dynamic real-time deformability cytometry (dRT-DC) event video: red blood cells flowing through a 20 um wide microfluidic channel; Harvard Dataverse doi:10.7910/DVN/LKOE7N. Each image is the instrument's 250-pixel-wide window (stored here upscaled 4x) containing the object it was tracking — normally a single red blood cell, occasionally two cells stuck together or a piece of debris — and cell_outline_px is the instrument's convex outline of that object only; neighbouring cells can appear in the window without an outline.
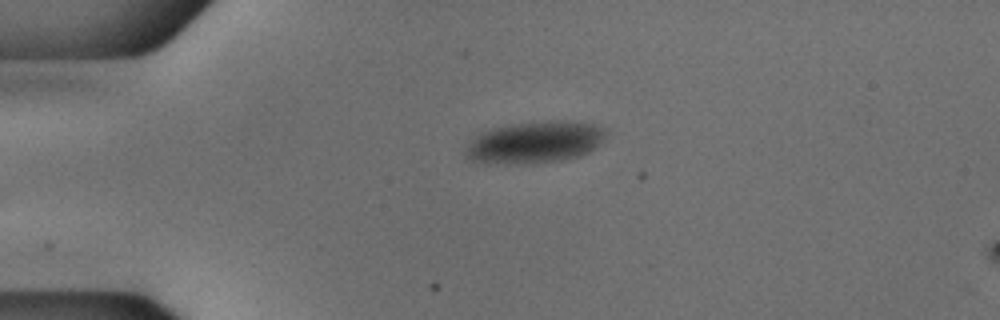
{"species": "common noctule bat (a hibernating species)", "species_latin": "Nyctalus noctula", "temperature_condition": "cold", "stored_images_in_passage": 38, "camera_frame_rate_fps": 3000, "um_per_image_px": 0.085, "animal": {"sex": "male", "body_mass_g": 18.8}, "frame": {"image": 1, "passage_image": 2, "time_ms": 0.333, "image_size_px": [1000, 320], "cell_outline_px": [[608, 132], [600, 144], [588, 152], [580, 156], [560, 160], [472, 160], [464, 156], [464, 152], [468, 144], [480, 132], [488, 128], [508, 124], [544, 120], [572, 120], [596, 124], [608, 128]], "centroid_in_image_um": [45.58, 11.98], "position_along_channel_um": 39.4, "area_um2": 33.35}}
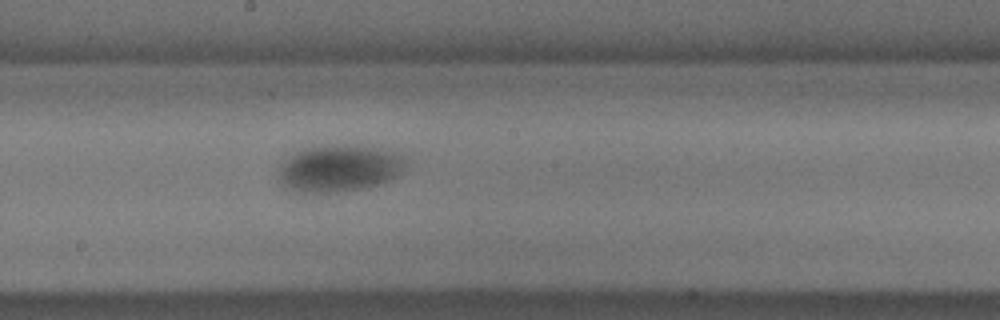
{"frame": {"image": 2, "passage_image": 19, "time_ms": 6.0, "image_size_px": [1000, 320], "cell_outline_px": [[408, 164], [396, 176], [380, 184], [364, 188], [336, 192], [304, 192], [292, 188], [284, 184], [280, 180], [280, 168], [284, 160], [288, 156], [304, 148], [344, 144], [356, 144], [400, 152], [408, 160]], "centroid_in_image_um": [28.93, 14.27], "position_along_channel_um": 219.3, "area_um2": 34.74}}
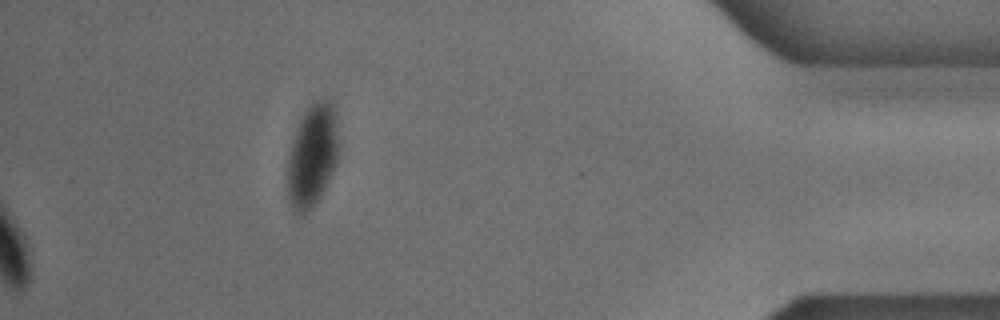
{"frame": {"image": 3, "passage_image": 38, "time_ms": 12.333, "image_size_px": [1000, 320], "cell_outline_px": [[336, 164], [320, 196], [312, 208], [304, 216], [296, 212], [288, 200], [288, 152], [296, 128], [304, 112], [316, 100], [332, 100], [336, 108]], "centroid_in_image_um": [26.52, 13.22], "position_along_channel_um": 408.7, "area_um2": 30.23}}